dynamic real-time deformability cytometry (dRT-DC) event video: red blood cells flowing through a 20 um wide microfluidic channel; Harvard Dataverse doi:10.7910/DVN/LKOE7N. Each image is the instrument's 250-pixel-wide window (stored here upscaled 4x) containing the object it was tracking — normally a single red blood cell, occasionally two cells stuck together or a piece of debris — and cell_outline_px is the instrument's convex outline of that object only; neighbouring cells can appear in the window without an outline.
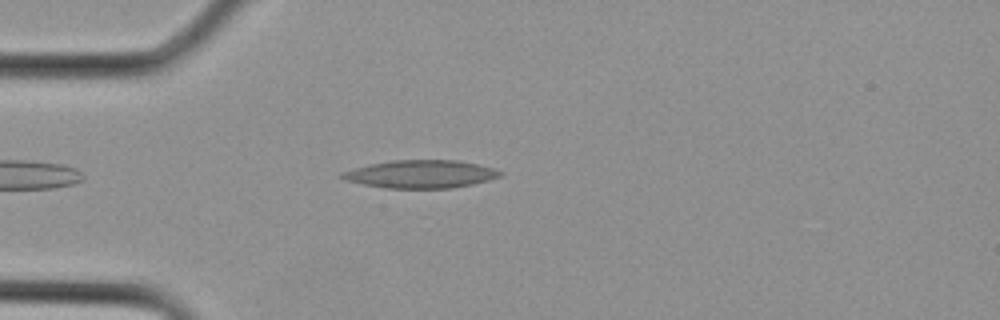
{"species": "Egyptian fruit bat (a non-hibernating species)", "species_latin": "Rousettus aegyptiacus", "temperature_condition": "cold", "stored_images_in_passage": 8, "camera_frame_rate_fps": 3000, "um_per_image_px": 0.085, "animal": {"sex": "female"}, "frame": {"image": 1, "passage_image": 1, "time_ms": 0.0, "image_size_px": [1000, 320], "cell_outline_px": [[504, 172], [500, 176], [488, 180], [472, 184], [452, 188], [384, 188], [344, 180], [340, 176], [340, 172], [372, 164], [392, 160], [460, 160], [492, 168]], "centroid_in_image_um": [35.76, 14.8], "position_along_channel_um": 49.2, "area_um2": 25.55}}
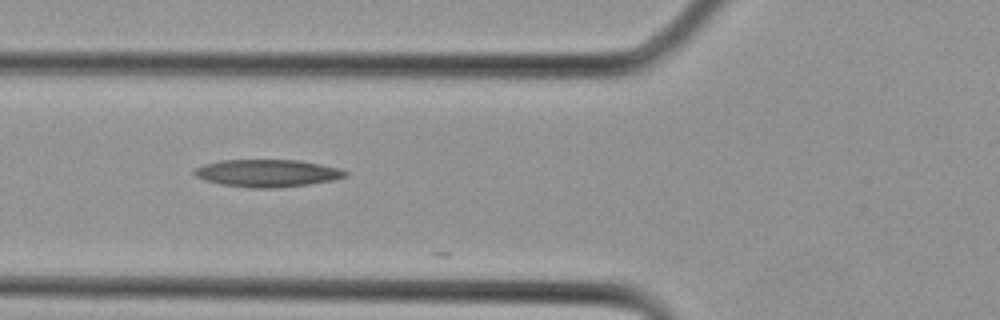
{"frame": {"image": 2, "passage_image": 4, "time_ms": 1.0, "image_size_px": [1000, 320], "cell_outline_px": [[348, 176], [332, 180], [308, 184], [276, 188], [252, 188], [220, 184], [204, 180], [196, 176], [192, 172], [196, 168], [204, 164], [224, 160], [300, 160], [340, 168], [348, 172]], "centroid_in_image_um": [22.73, 14.72], "position_along_channel_um": 103.1, "area_um2": 24.1}}
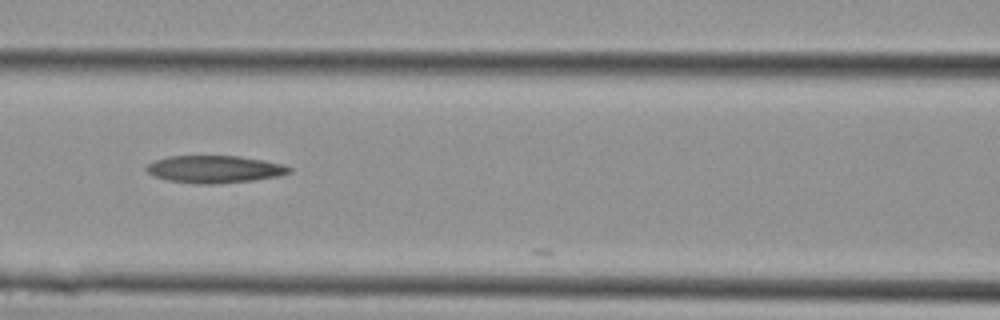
{"frame": {"image": 3, "passage_image": 6, "time_ms": 1.667, "image_size_px": [1000, 320], "cell_outline_px": [[292, 172], [280, 176], [252, 180], [212, 184], [200, 184], [168, 180], [156, 176], [148, 172], [144, 168], [148, 164], [156, 160], [168, 156], [240, 156], [264, 160], [284, 164], [292, 168]], "centroid_in_image_um": [18.28, 14.37], "position_along_channel_um": 148.3, "area_um2": 22.72}}